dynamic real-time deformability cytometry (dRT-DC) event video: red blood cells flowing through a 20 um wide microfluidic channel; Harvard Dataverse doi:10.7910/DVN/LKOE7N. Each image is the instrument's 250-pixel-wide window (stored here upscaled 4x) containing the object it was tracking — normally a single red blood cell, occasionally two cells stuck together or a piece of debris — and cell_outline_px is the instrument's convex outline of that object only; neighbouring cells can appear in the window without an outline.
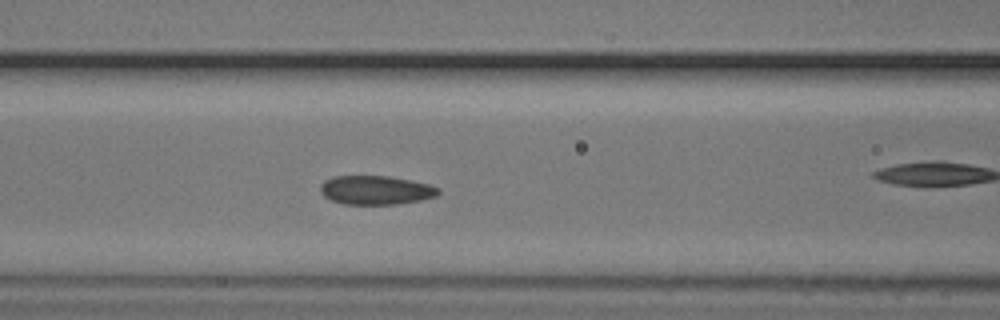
{"species": "common noctule bat (a hibernating species)", "species_latin": "Nyctalus noctula", "temperature_condition": "cold", "stored_images_in_passage": 47, "camera_frame_rate_fps": 3000, "um_per_image_px": 0.085, "animal": {"sex": "male", "body_mass_g": 20.5, "forearm_length_mm": 52.5}, "frame": {"image": 1, "passage_image": 14, "time_ms": 4.333, "image_size_px": [1000, 320], "cell_outline_px": [[440, 192], [436, 196], [420, 200], [396, 204], [344, 204], [332, 200], [324, 196], [320, 192], [320, 184], [324, 180], [332, 176], [388, 176], [428, 184], [440, 188]], "centroid_in_image_um": [31.91, 16.15], "position_along_channel_um": 134.7, "area_um2": 19.83}, "authors_computed_cell_mechanics": {"area_um2": 19.9988, "velocity_mm_per_s": 3.7137, "shape_relaxation_time_tau1_ms": 5.3683, "shape_relaxation_time_tau2_ms": 1.2578, "deformation_change_tau1": 0.1016, "deformation_change_tau2": 0.0774}}